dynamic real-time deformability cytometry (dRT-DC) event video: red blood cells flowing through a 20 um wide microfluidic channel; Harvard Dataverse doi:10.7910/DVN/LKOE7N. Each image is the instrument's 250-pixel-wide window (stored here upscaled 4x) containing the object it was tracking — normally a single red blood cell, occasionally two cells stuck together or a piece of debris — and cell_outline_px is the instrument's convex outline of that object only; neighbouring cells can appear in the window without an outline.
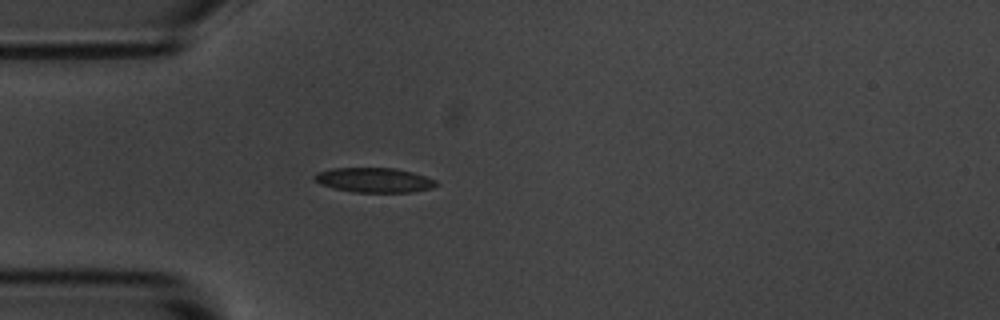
{"species": "common noctule bat (a hibernating species)", "species_latin": "Nyctalus noctula", "temperature_condition": "room temperature", "stored_images_in_passage": 4, "camera_frame_rate_fps": 3000, "um_per_image_px": 0.085, "animal": {"sex": "male", "body_mass_g": 20.1, "forearm_length_mm": 53.5}, "frame": {"image": 1, "passage_image": 4, "time_ms": 3.667, "image_size_px": [1000, 320], "cell_outline_px": [[440, 184], [432, 188], [412, 192], [352, 192], [332, 188], [320, 184], [312, 180], [312, 176], [316, 172], [332, 168], [396, 168], [412, 172], [436, 180]], "centroid_in_image_um": [31.76, 15.31], "position_along_channel_um": 53.2, "area_um2": 17.74}}